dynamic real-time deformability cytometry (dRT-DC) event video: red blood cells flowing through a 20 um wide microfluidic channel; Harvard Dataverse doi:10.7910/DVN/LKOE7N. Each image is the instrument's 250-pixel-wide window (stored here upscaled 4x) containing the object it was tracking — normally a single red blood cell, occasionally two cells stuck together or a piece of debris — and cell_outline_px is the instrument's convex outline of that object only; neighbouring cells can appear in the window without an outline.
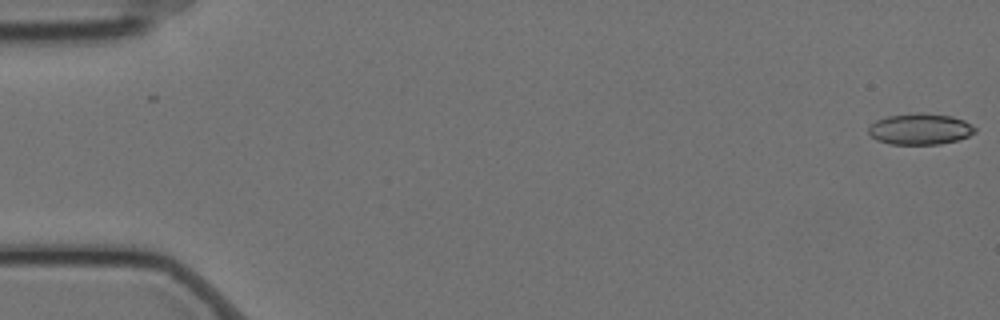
{"species": "Egyptian fruit bat (a non-hibernating species)", "species_latin": "Rousettus aegyptiacus", "temperature_condition": "cold", "stored_images_in_passage": 58, "camera_frame_rate_fps": 3000, "um_per_image_px": 0.085, "animal": {"sex": "female"}, "frame": {"image": 1, "passage_image": 1, "time_ms": 0.0, "image_size_px": [1000, 320], "cell_outline_px": [[976, 132], [968, 136], [956, 140], [940, 144], [892, 144], [876, 140], [868, 132], [868, 128], [876, 120], [888, 116], [916, 112], [924, 112], [952, 116], [964, 120], [972, 124], [976, 128]], "centroid_in_image_um": [78.22, 10.95], "position_along_channel_um": 6.8, "area_um2": 19.42}}
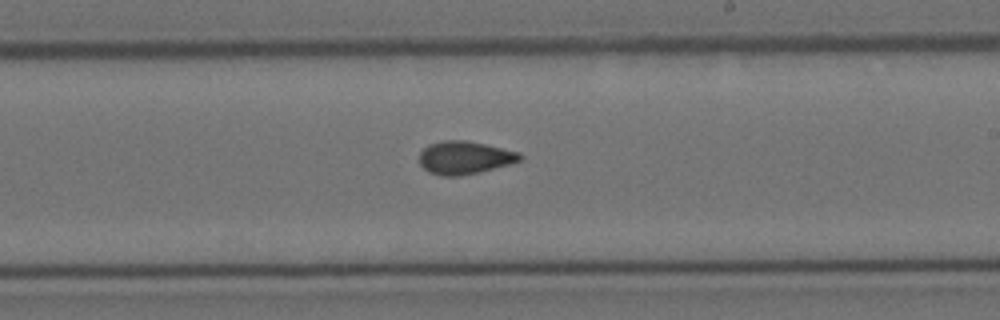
{"frame": {"image": 2, "passage_image": 34, "time_ms": 11.0, "image_size_px": [1000, 320], "cell_outline_px": [[524, 156], [520, 160], [508, 164], [480, 172], [460, 176], [440, 176], [428, 172], [420, 164], [420, 152], [428, 144], [444, 140], [464, 140], [484, 144], [520, 152]], "centroid_in_image_um": [39.47, 13.4], "position_along_channel_um": 249.5, "area_um2": 19.31}}
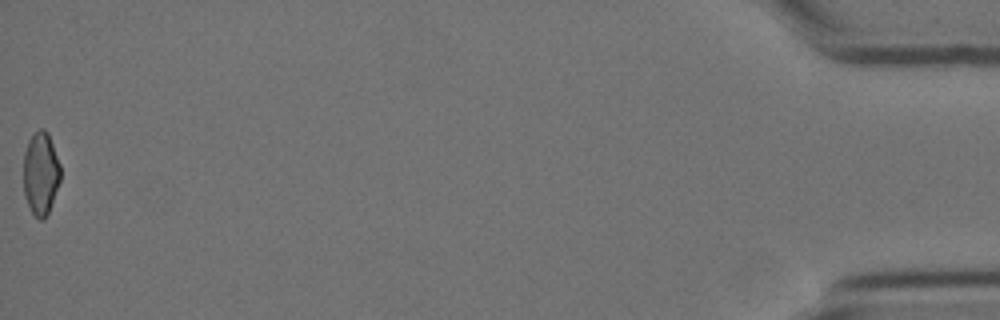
{"frame": {"image": 3, "passage_image": 58, "time_ms": 19.0, "image_size_px": [1000, 320], "cell_outline_px": [[60, 180], [48, 212], [44, 220], [40, 220], [32, 212], [24, 196], [24, 152], [28, 140], [40, 128], [44, 128], [48, 132], [60, 164]], "centroid_in_image_um": [3.46, 14.72], "position_along_channel_um": 431.7, "area_um2": 17.74}, "authors_computed_cell_mechanics": {"area_um2": 18.8428, "velocity_mm_per_s": 3.5176, "shape_relaxation_time_tau1_ms": null, "shape_relaxation_time_tau2_ms": 2.6495, "deformation_change_tau1": null, "deformation_change_tau2": 0.0812}}